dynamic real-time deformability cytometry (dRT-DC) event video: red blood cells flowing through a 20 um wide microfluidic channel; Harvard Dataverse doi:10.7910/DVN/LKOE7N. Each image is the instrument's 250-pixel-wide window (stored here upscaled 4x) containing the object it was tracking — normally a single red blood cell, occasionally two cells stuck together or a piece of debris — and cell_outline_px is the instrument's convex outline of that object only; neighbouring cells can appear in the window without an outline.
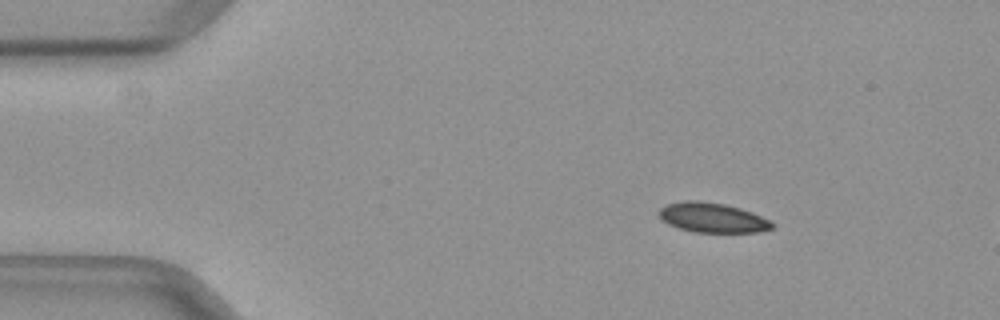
{"species": "common noctule bat (a hibernating species)", "species_latin": "Nyctalus noctula", "temperature_condition": "warm", "stored_images_in_passage": 13, "camera_frame_rate_fps": 3000, "um_per_image_px": 0.085, "animal": {"sex": "female", "body_mass_g": 29.2, "forearm_length_mm": 56.3}, "frame": {"image": 1, "passage_image": 1, "time_ms": 0.0, "image_size_px": [1000, 320], "cell_outline_px": [[776, 224], [772, 228], [760, 232], [696, 232], [680, 228], [668, 224], [660, 216], [660, 208], [668, 204], [684, 200], [700, 200], [724, 204], [740, 208], [752, 212], [772, 220]], "centroid_in_image_um": [60.62, 18.49], "position_along_channel_um": 24.4, "area_um2": 19.59}}
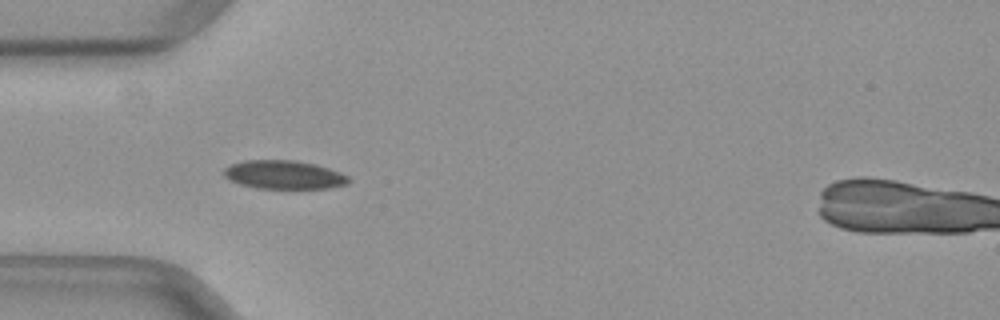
{"frame": {"image": 2, "passage_image": 9, "time_ms": 2.667, "image_size_px": [1000, 320], "cell_outline_px": [[352, 180], [348, 184], [328, 188], [256, 188], [240, 184], [228, 180], [224, 176], [224, 168], [232, 164], [244, 160], [292, 160], [316, 164], [340, 172], [348, 176]], "centroid_in_image_um": [24.14, 14.85], "position_along_channel_um": 60.9, "area_um2": 20.81}}